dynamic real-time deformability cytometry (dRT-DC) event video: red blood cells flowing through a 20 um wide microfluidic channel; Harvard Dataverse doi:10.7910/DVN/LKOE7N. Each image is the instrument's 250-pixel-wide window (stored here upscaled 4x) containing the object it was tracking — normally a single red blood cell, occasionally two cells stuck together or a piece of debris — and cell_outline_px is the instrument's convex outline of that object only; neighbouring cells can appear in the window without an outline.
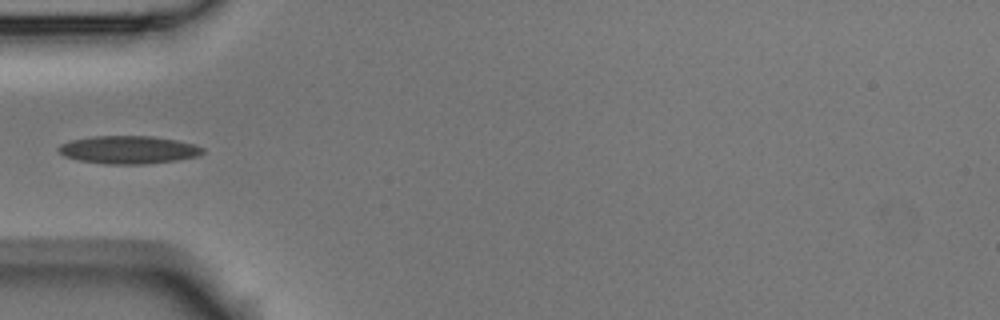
{"species": "Egyptian fruit bat (a non-hibernating species)", "species_latin": "Rousettus aegyptiacus", "temperature_condition": "room temperature", "stored_images_in_passage": 4, "camera_frame_rate_fps": 3000, "um_per_image_px": 0.085, "animal": {"sex": "male"}, "frame": {"image": 1, "passage_image": 3, "time_ms": 0.667, "image_size_px": [1000, 320], "cell_outline_px": [[204, 152], [200, 156], [176, 160], [148, 164], [104, 164], [80, 160], [64, 156], [56, 148], [60, 144], [72, 140], [92, 136], [152, 136], [176, 140], [196, 144], [204, 148]], "centroid_in_image_um": [10.95, 12.73], "position_along_channel_um": 74.0, "area_um2": 23.58}}
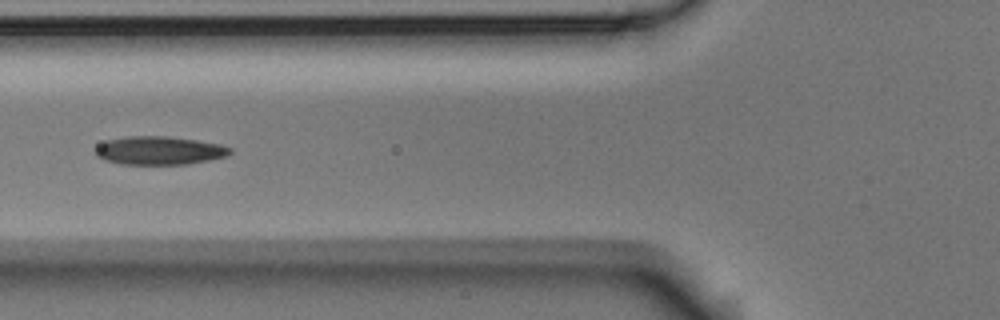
{"frame": {"image": 2, "passage_image": 4, "time_ms": 1.0, "image_size_px": [1000, 320], "cell_outline_px": [[232, 152], [228, 156], [188, 164], [120, 164], [104, 160], [96, 156], [96, 148], [100, 144], [108, 140], [128, 136], [168, 136], [196, 140], [220, 144], [232, 148]], "centroid_in_image_um": [13.56, 12.8], "position_along_channel_um": 112.2, "area_um2": 22.25}}